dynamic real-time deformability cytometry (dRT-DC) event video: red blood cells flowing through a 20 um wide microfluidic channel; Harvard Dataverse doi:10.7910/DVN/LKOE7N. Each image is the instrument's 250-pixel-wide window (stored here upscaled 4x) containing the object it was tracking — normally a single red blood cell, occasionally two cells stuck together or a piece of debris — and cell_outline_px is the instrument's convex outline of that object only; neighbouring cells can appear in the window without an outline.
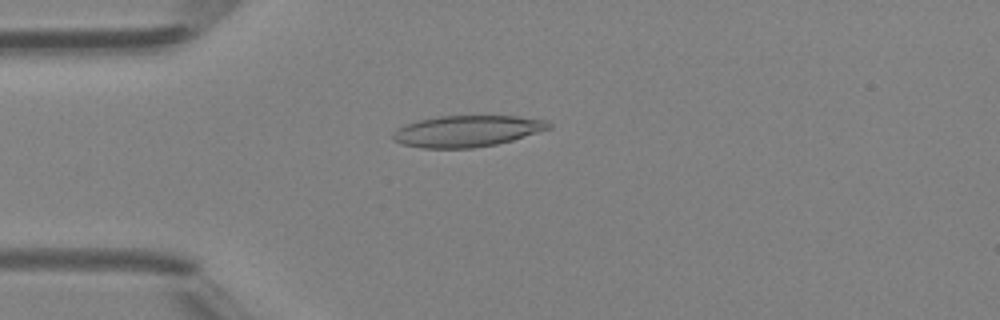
{"species": "Egyptian fruit bat (a non-hibernating species)", "species_latin": "Rousettus aegyptiacus", "temperature_condition": "room temperature", "stored_images_in_passage": 43, "camera_frame_rate_fps": 3000, "um_per_image_px": 0.085, "animal": {"sex": "female"}, "frame": {"image": 1, "passage_image": 9, "time_ms": 2.667, "image_size_px": [1000, 320], "cell_outline_px": [[552, 128], [512, 140], [496, 144], [472, 148], [424, 148], [400, 144], [392, 140], [392, 132], [396, 128], [420, 120], [440, 116], [516, 116], [548, 120], [552, 124]], "centroid_in_image_um": [39.7, 11.14], "position_along_channel_um": 45.3, "area_um2": 28.5}}
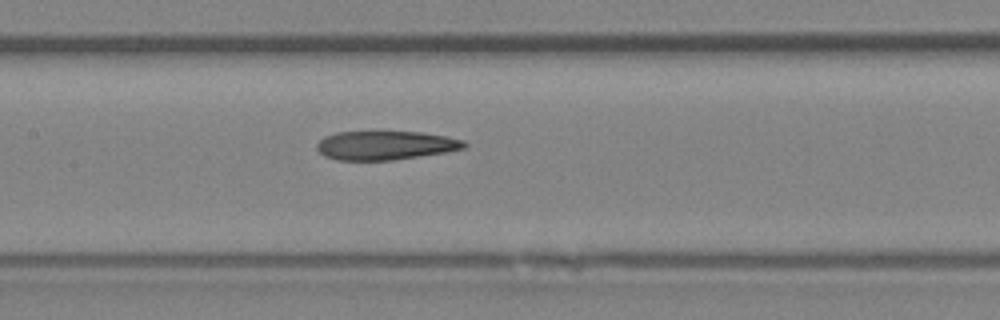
{"frame": {"image": 2, "passage_image": 19, "time_ms": 6.0, "image_size_px": [1000, 320], "cell_outline_px": [[468, 148], [448, 152], [392, 160], [336, 160], [324, 156], [316, 148], [316, 144], [324, 136], [336, 132], [424, 132], [448, 136], [464, 140], [468, 144]], "centroid_in_image_um": [32.81, 12.35], "position_along_channel_um": 174.6, "area_um2": 25.09}}
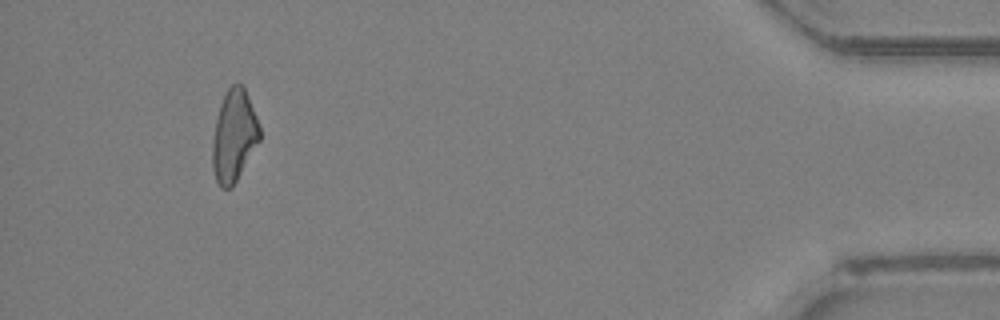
{"frame": {"image": 3, "passage_image": 40, "time_ms": 13.0, "image_size_px": [1000, 320], "cell_outline_px": [[260, 140], [232, 188], [220, 188], [216, 180], [212, 168], [212, 140], [216, 120], [220, 104], [228, 88], [232, 84], [240, 84], [244, 88], [248, 96], [256, 116], [260, 128]], "centroid_in_image_um": [19.88, 11.58], "position_along_channel_um": 415.3, "area_um2": 25.14}, "authors_computed_cell_mechanics": {"area_um2": 25.432, "velocity_mm_per_s": 4.4261, "shape_relaxation_time_tau1_ms": null, "shape_relaxation_time_tau2_ms": 11.2696, "deformation_change_tau1": null, "deformation_change_tau2": 0.2862}}